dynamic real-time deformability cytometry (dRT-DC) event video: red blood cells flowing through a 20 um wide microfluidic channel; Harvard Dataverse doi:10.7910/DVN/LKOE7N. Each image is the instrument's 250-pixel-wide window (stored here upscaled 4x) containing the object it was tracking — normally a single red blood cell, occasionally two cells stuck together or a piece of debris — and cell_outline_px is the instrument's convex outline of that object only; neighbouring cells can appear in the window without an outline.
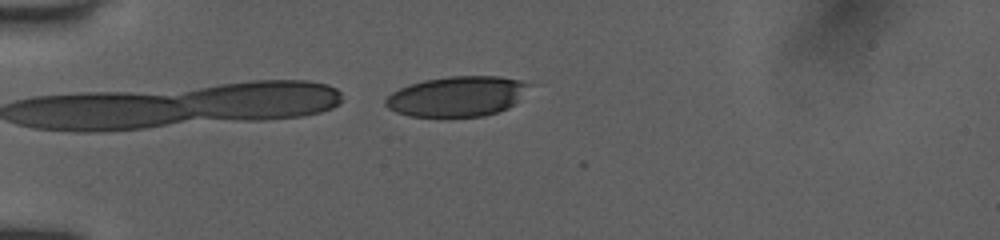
{"species": "human", "species_latin": "Homo sapiens", "temperature_condition": "room temperature", "stored_images_in_passage": 8, "camera_frame_rate_fps": 3000, "um_per_image_px": 0.085, "donor": {"sex": "female"}, "frame": {"image": 1, "passage_image": 6, "time_ms": 4.667, "image_size_px": [1000, 240], "cell_outline_px": [[536, 84], [508, 108], [484, 116], [408, 116], [396, 112], [388, 108], [384, 104], [384, 100], [392, 92], [408, 84], [424, 80], [448, 76], [500, 76], [520, 80]], "centroid_in_image_um": [38.88, 8.17], "position_along_channel_um": 46.1, "area_um2": 33.81}}
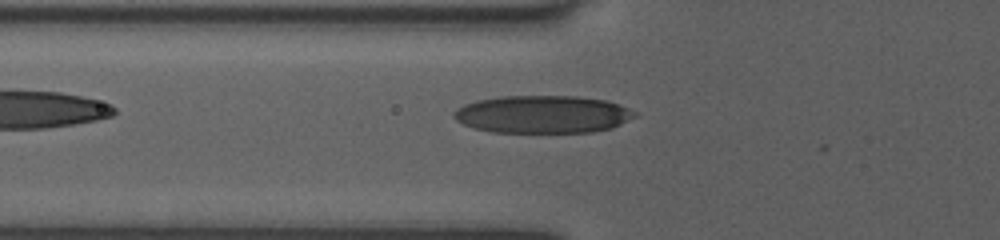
{"frame": {"image": 2, "passage_image": 8, "time_ms": 6.333, "image_size_px": [1000, 240], "cell_outline_px": [[640, 116], [612, 128], [592, 132], [492, 132], [476, 128], [464, 124], [456, 120], [452, 116], [452, 112], [456, 108], [464, 104], [476, 100], [500, 96], [576, 96], [604, 100], [628, 108], [636, 112]], "centroid_in_image_um": [46.13, 9.71], "position_along_channel_um": 79.7, "area_um2": 39.88}}